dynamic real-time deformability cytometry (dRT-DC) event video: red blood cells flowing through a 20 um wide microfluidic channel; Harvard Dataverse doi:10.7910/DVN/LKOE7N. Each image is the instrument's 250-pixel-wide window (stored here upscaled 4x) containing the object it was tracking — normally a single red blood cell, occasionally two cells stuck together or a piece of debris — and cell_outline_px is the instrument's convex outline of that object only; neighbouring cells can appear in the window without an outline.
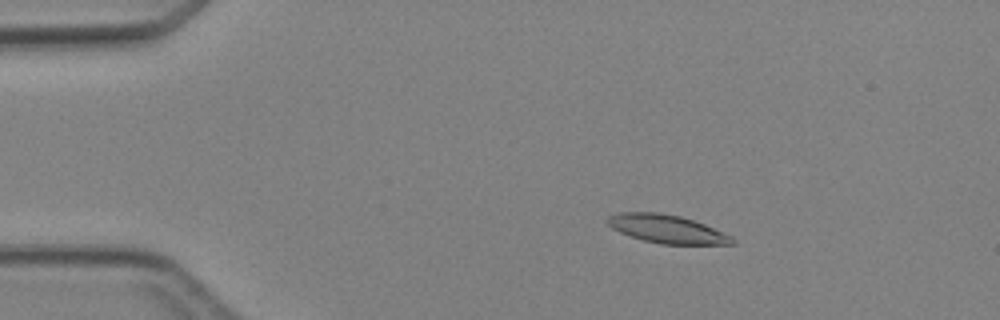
{"species": "Egyptian fruit bat (a non-hibernating species)", "species_latin": "Rousettus aegyptiacus", "temperature_condition": "cold", "stored_images_in_passage": 3, "camera_frame_rate_fps": 3000, "um_per_image_px": 0.085, "animal": {"sex": "female"}, "frame": {"image": 1, "passage_image": 1, "time_ms": 0.0, "image_size_px": [1000, 320], "cell_outline_px": [[736, 244], [660, 244], [644, 240], [620, 232], [612, 228], [604, 220], [608, 216], [620, 212], [660, 212], [680, 216], [704, 224], [732, 236], [736, 240]], "centroid_in_image_um": [56.68, 19.46], "position_along_channel_um": 28.3, "area_um2": 20.52}}
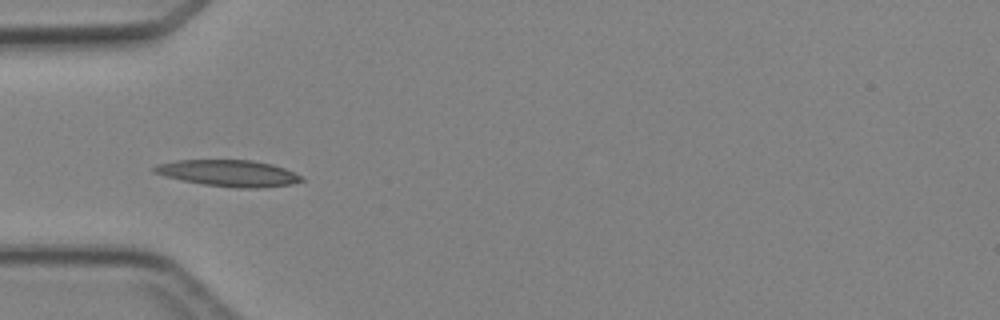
{"frame": {"image": 2, "passage_image": 3, "time_ms": 2.333, "image_size_px": [1000, 320], "cell_outline_px": [[304, 180], [292, 184], [256, 188], [236, 188], [204, 184], [184, 180], [152, 172], [152, 168], [156, 164], [176, 160], [252, 160], [272, 164], [284, 168], [304, 176]], "centroid_in_image_um": [19.46, 14.71], "position_along_channel_um": 65.5, "area_um2": 22.6}}